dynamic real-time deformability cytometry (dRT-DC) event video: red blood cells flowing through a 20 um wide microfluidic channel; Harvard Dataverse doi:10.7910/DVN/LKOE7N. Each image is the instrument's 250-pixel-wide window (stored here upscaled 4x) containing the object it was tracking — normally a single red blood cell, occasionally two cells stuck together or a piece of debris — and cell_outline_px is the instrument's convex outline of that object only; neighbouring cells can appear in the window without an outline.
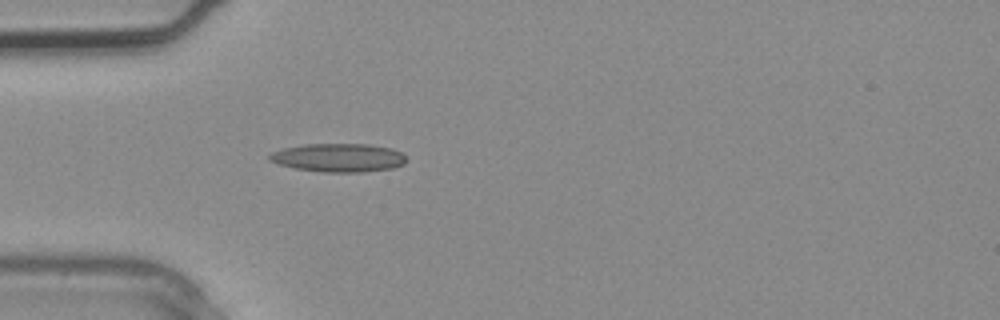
{"species": "common noctule bat (a hibernating species)", "species_latin": "Nyctalus noctula", "temperature_condition": "warm", "stored_images_in_passage": 1, "camera_frame_rate_fps": 3000, "um_per_image_px": 0.085, "animal": {"sex": "male", "body_mass_g": 20.4}, "frame": {"image": 1, "passage_image": 1, "time_ms": 0.0, "image_size_px": [1000, 320], "cell_outline_px": [[408, 160], [404, 164], [392, 168], [364, 172], [324, 172], [296, 168], [280, 164], [268, 160], [268, 156], [272, 152], [284, 148], [304, 144], [368, 144], [392, 148], [400, 152]], "centroid_in_image_um": [28.8, 13.4], "position_along_channel_um": 56.2, "area_um2": 22.66}}